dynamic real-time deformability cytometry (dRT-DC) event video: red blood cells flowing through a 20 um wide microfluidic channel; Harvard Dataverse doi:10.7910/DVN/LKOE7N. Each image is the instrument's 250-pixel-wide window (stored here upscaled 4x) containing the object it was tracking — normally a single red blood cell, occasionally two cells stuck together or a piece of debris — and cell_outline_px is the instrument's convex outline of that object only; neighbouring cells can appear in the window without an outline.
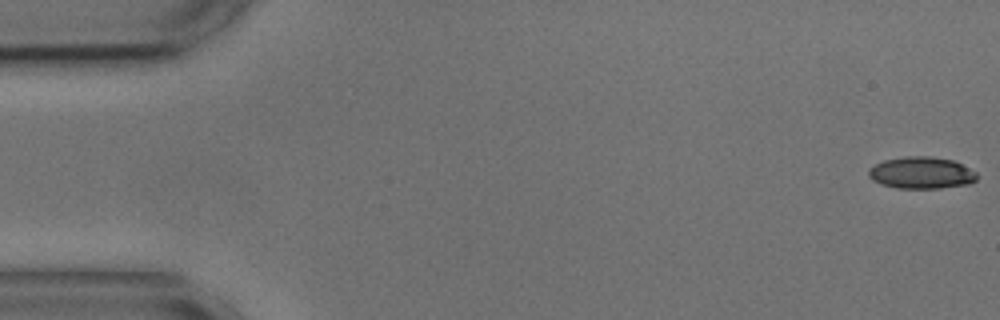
{"species": "common noctule bat (a hibernating species)", "species_latin": "Nyctalus noctula", "temperature_condition": "cold", "stored_images_in_passage": 50, "camera_frame_rate_fps": 3000, "um_per_image_px": 0.085, "animal": {"sex": "male", "body_mass_g": 17.9, "forearm_length_mm": 54.2}, "frame": {"image": 1, "passage_image": 1, "time_ms": 0.0, "image_size_px": [1000, 320], "cell_outline_px": [[976, 180], [968, 184], [940, 188], [896, 188], [880, 184], [872, 180], [868, 176], [868, 168], [884, 160], [904, 156], [932, 156], [952, 160], [976, 172]], "centroid_in_image_um": [78.27, 14.69], "position_along_channel_um": 6.7, "area_um2": 20.11}}
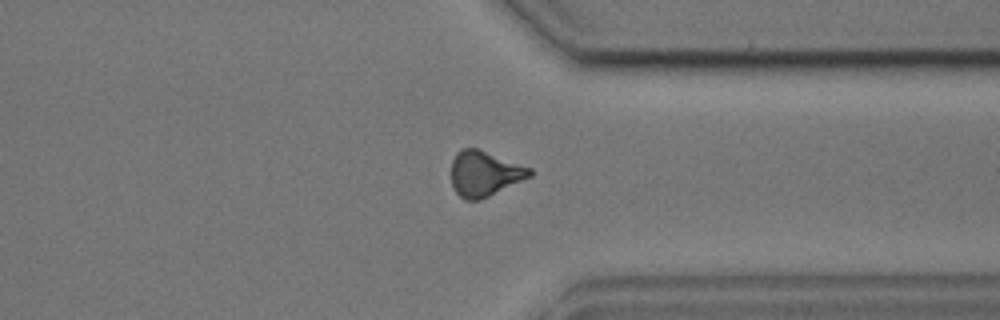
{"frame": {"image": 2, "passage_image": 42, "time_ms": 13.667, "image_size_px": [1000, 320], "cell_outline_px": [[532, 176], [480, 200], [464, 200], [456, 192], [452, 184], [452, 160], [456, 152], [464, 148], [476, 148], [532, 168]], "centroid_in_image_um": [41.18, 14.76], "position_along_channel_um": 370.2, "area_um2": 20.58}}
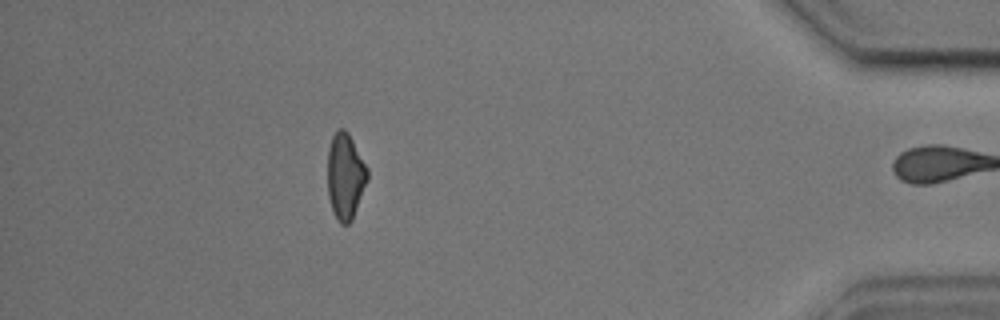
{"frame": {"image": 3, "passage_image": 49, "time_ms": 16.0, "image_size_px": [1000, 320], "cell_outline_px": [[368, 180], [352, 220], [348, 224], [340, 224], [336, 220], [332, 212], [328, 196], [328, 148], [332, 136], [340, 128], [344, 128], [348, 132], [368, 168]], "centroid_in_image_um": [29.35, 15.0], "position_along_channel_um": 405.9, "area_um2": 20.17}, "authors_computed_cell_mechanics": {"area_um2": 20.9525, "velocity_mm_per_s": 3.6279, "shape_relaxation_time_tau1_ms": 6.0118, "shape_relaxation_time_tau2_ms": 3.0382, "deformation_change_tau1": 0.1529, "deformation_change_tau2": 0.1059}}